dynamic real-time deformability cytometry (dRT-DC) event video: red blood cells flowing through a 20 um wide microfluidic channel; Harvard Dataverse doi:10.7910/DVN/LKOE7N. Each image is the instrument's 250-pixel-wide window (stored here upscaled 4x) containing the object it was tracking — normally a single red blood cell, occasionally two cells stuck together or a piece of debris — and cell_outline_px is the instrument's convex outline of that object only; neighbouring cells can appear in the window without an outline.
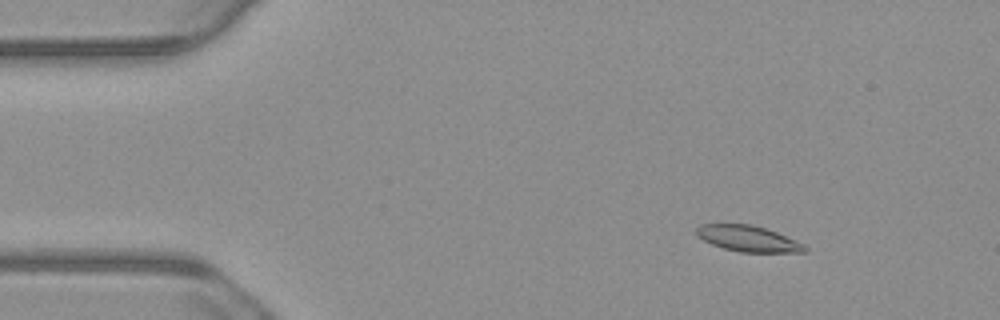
{"species": "common noctule bat (a hibernating species)", "species_latin": "Nyctalus noctula", "temperature_condition": "warm", "stored_images_in_passage": 56, "camera_frame_rate_fps": 3000, "um_per_image_px": 0.085, "animal": {"sex": "male", "body_mass_g": 23.1, "forearm_length_mm": 52.7}, "frame": {"image": 1, "passage_image": 8, "time_ms": 2.333, "image_size_px": [1000, 320], "cell_outline_px": [[808, 252], [740, 252], [724, 248], [712, 244], [704, 240], [696, 232], [696, 228], [700, 224], [752, 224], [776, 232], [804, 244], [808, 248]], "centroid_in_image_um": [63.61, 20.28], "position_along_channel_um": 21.4, "area_um2": 16.18}}
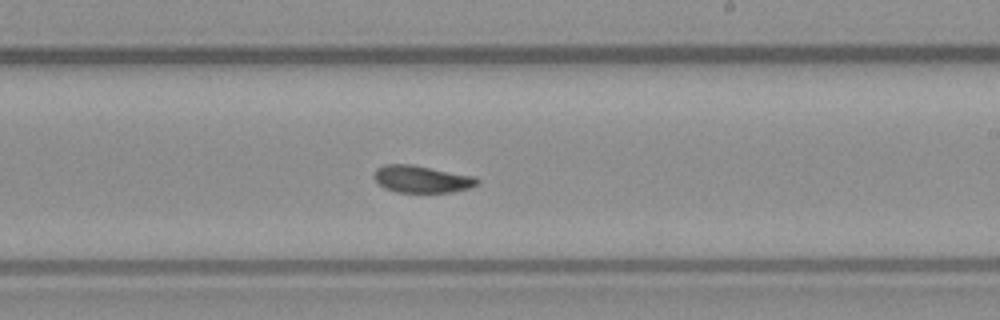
{"frame": {"image": 2, "passage_image": 33, "time_ms": 10.667, "image_size_px": [1000, 320], "cell_outline_px": [[480, 184], [468, 188], [452, 192], [396, 192], [384, 188], [376, 180], [376, 168], [384, 164], [412, 164], [476, 176], [480, 180]], "centroid_in_image_um": [35.91, 15.22], "position_along_channel_um": 253.1, "area_um2": 16.36}}
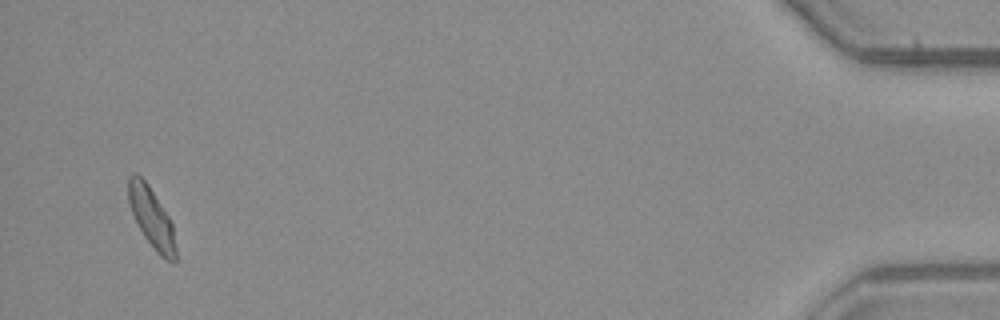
{"frame": {"image": 3, "passage_image": 54, "time_ms": 17.667, "image_size_px": [1000, 320], "cell_outline_px": [[176, 264], [160, 256], [156, 252], [144, 236], [132, 212], [128, 200], [128, 176], [132, 172], [136, 172], [148, 184], [168, 216], [172, 224], [176, 248]], "centroid_in_image_um": [12.88, 18.5], "position_along_channel_um": 422.3, "area_um2": 16.42}, "authors_computed_cell_mechanics": {"area_um2": 16.7042, "velocity_mm_per_s": 3.7155, "shape_relaxation_time_tau1_ms": null, "shape_relaxation_time_tau2_ms": 3.5229, "deformation_change_tau1": null, "deformation_change_tau2": 0.0913}}